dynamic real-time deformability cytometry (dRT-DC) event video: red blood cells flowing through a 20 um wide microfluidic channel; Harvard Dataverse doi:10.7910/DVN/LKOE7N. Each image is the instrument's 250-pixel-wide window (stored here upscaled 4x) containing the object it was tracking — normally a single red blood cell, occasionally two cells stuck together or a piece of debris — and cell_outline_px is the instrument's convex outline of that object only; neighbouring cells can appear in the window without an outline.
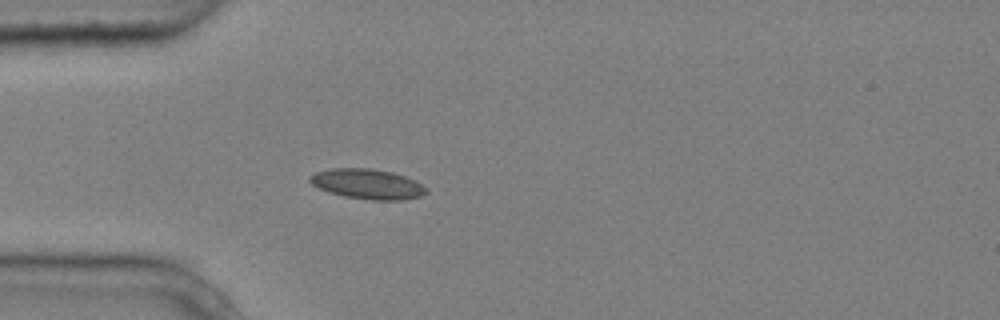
{"species": "common noctule bat (a hibernating species)", "species_latin": "Nyctalus noctula", "temperature_condition": "cold", "stored_images_in_passage": 5, "camera_frame_rate_fps": 3000, "um_per_image_px": 0.085, "animal": {"sex": "male", "body_mass_g": 20.4}, "frame": {"image": 1, "passage_image": 5, "time_ms": 1.333, "image_size_px": [1000, 320], "cell_outline_px": [[428, 192], [420, 196], [400, 200], [372, 200], [344, 196], [328, 192], [312, 184], [308, 180], [308, 176], [316, 172], [332, 168], [372, 168], [392, 172], [416, 180], [428, 188]], "centroid_in_image_um": [31.24, 15.63], "position_along_channel_um": 53.8, "area_um2": 20.46}}